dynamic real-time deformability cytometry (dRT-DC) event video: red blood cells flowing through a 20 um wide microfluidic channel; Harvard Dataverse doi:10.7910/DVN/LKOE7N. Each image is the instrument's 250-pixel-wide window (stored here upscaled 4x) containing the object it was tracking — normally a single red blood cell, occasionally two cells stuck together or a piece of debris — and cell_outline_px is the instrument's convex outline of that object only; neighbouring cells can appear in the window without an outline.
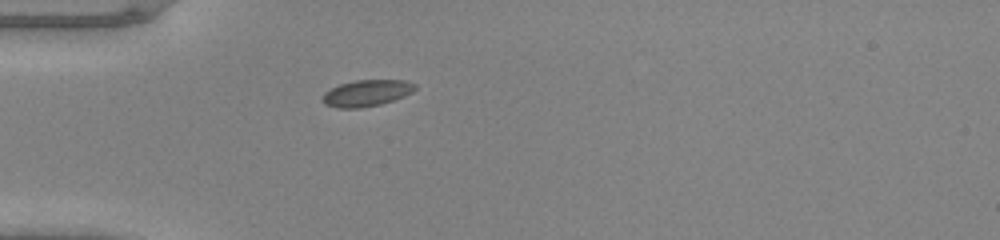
{"species": "common noctule bat (a hibernating species)", "species_latin": "Nyctalus noctula", "temperature_condition": "warm", "stored_images_in_passage": 35, "camera_frame_rate_fps": 3000, "um_per_image_px": 0.085, "animal": {"sex": "male", "body_mass_g": 20.0, "forearm_length_mm": 53.3}, "frame": {"image": 1, "passage_image": 1, "time_ms": 0.0, "image_size_px": [1000, 240], "cell_outline_px": [[416, 88], [412, 92], [404, 96], [380, 104], [360, 108], [336, 108], [324, 104], [320, 96], [324, 92], [340, 84], [356, 80], [404, 80], [416, 84]], "centroid_in_image_um": [31.13, 7.91], "position_along_channel_um": 53.9, "area_um2": 14.28}}
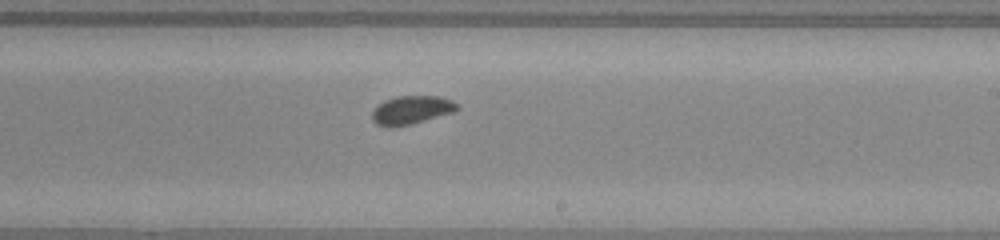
{"frame": {"image": 2, "passage_image": 16, "time_ms": 5.0, "image_size_px": [1000, 240], "cell_outline_px": [[460, 108], [456, 112], [412, 124], [388, 128], [376, 124], [372, 120], [372, 112], [384, 100], [396, 96], [440, 96], [452, 100]], "centroid_in_image_um": [35.0, 9.36], "position_along_channel_um": 254.0, "area_um2": 14.28}}
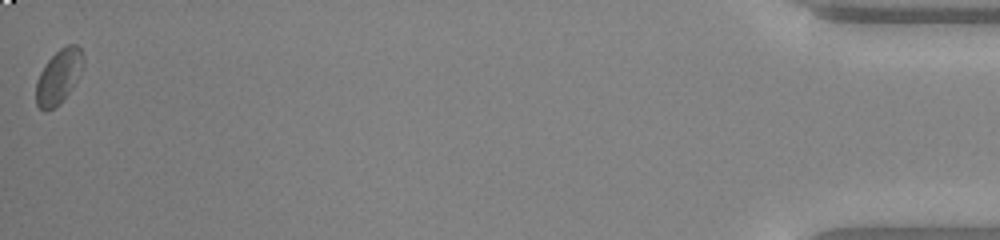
{"frame": {"image": 3, "passage_image": 35, "time_ms": 11.333, "image_size_px": [1000, 240], "cell_outline_px": [[84, 64], [72, 88], [60, 104], [52, 108], [40, 108], [36, 104], [36, 80], [40, 72], [48, 60], [60, 48], [68, 44], [76, 44], [84, 52]], "centroid_in_image_um": [5.01, 6.46], "position_along_channel_um": 430.2, "area_um2": 14.8}}